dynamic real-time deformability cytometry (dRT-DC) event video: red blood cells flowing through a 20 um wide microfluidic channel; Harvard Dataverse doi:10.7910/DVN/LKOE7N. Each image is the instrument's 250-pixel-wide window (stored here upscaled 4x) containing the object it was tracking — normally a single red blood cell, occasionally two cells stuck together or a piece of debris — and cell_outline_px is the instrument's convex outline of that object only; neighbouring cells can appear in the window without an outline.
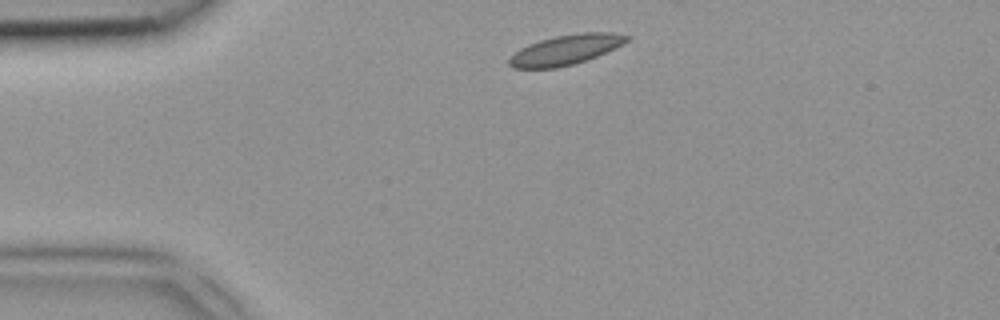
{"species": "common noctule bat (a hibernating species)", "species_latin": "Nyctalus noctula", "temperature_condition": "room temperature", "stored_images_in_passage": 2, "camera_frame_rate_fps": 3000, "um_per_image_px": 0.085, "animal": {"sex": "female", "body_mass_g": 18.4}, "frame": {"image": 1, "passage_image": 1, "time_ms": 0.0, "image_size_px": [1000, 320], "cell_outline_px": [[628, 40], [596, 56], [572, 64], [556, 68], [512, 68], [508, 64], [508, 60], [520, 48], [528, 44], [540, 40], [556, 36], [580, 32], [616, 32], [628, 36]], "centroid_in_image_um": [48.03, 4.22], "position_along_channel_um": 37.0, "area_um2": 20.11}}